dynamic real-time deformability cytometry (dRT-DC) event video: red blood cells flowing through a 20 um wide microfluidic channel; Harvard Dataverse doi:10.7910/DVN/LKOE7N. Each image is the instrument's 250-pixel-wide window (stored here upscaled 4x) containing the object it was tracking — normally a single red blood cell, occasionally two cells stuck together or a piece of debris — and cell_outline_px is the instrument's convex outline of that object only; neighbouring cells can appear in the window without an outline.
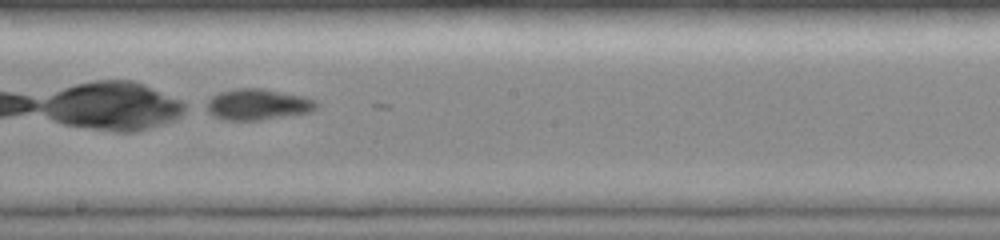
{"species": "common noctule bat (a hibernating species)", "species_latin": "Nyctalus noctula", "temperature_condition": "room temperature", "stored_images_in_passage": 33, "camera_frame_rate_fps": 3000, "um_per_image_px": 0.085, "animal": {"sex": "female", "body_mass_g": 19.0, "forearm_length_mm": 51.5}, "frame": {"image": 1, "passage_image": 21, "time_ms": 8.0, "image_size_px": [1000, 240], "cell_outline_px": [[320, 104], [312, 112], [260, 120], [224, 120], [212, 116], [208, 112], [208, 100], [212, 96], [220, 92], [236, 88], [264, 88], [304, 96], [316, 100]], "centroid_in_image_um": [21.95, 8.87], "position_along_channel_um": 226.3, "area_um2": 20.06}}